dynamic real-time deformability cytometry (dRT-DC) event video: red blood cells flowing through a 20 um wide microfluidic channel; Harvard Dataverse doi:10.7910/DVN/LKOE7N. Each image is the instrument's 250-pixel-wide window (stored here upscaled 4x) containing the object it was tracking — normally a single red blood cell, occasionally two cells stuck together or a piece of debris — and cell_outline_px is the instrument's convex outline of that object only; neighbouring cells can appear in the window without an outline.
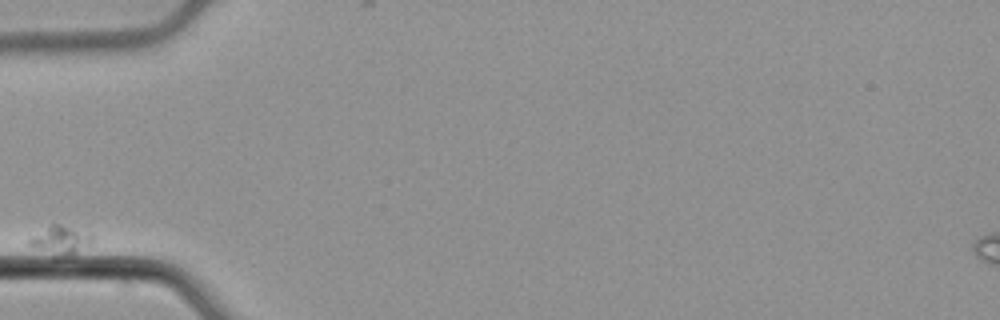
{"species": "common noctule bat (a hibernating species)", "species_latin": "Nyctalus noctula", "temperature_condition": "cold", "stored_images_in_passage": 3, "camera_frame_rate_fps": 3000, "um_per_image_px": 0.085, "animal": {"sex": "male", "body_mass_g": 21.5, "forearm_length_mm": 52.0}, "frame": {"image": 1, "passage_image": 1, "time_ms": 0.0, "image_size_px": [1000, 320], "cell_outline_px": [[92, 244], [72, 256], [60, 260], [52, 260], [28, 244], [28, 240], [32, 236], [48, 224], [60, 224], [92, 232]], "centroid_in_image_um": [5.14, 20.5], "position_along_channel_um": 79.9, "area_um2": 11.62}}
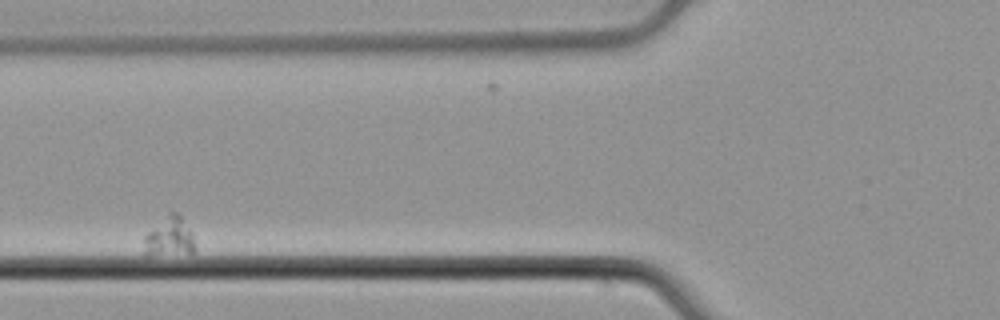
{"frame": {"image": 2, "passage_image": 2, "time_ms": 0.333, "image_size_px": [1000, 320], "cell_outline_px": [[196, 248], [192, 252], [148, 256], [144, 256], [144, 236], [172, 208], [180, 216], [192, 232]], "centroid_in_image_um": [14.38, 20.13], "position_along_channel_um": 111.4, "area_um2": 11.85}}